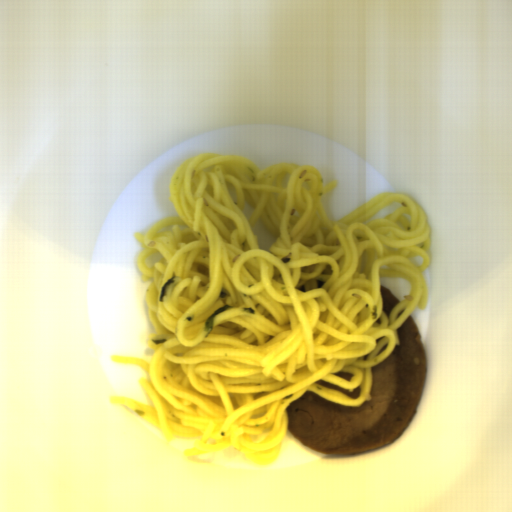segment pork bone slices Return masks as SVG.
I'll use <instances>...</instances> for the list:
<instances>
[{"mask_svg": "<svg viewBox=\"0 0 512 512\" xmlns=\"http://www.w3.org/2000/svg\"><path fill=\"white\" fill-rule=\"evenodd\" d=\"M396 332L399 345L371 367V401L345 407L308 390L285 409L288 433L312 450L333 456L375 450L397 441L420 407L427 357L410 315Z\"/></svg>", "mask_w": 512, "mask_h": 512, "instance_id": "1", "label": "pork bone slices"}, {"mask_svg": "<svg viewBox=\"0 0 512 512\" xmlns=\"http://www.w3.org/2000/svg\"><path fill=\"white\" fill-rule=\"evenodd\" d=\"M381 296L384 302L383 311L386 314V316L389 318L390 312L392 308L400 302L390 291L387 287L381 286Z\"/></svg>", "mask_w": 512, "mask_h": 512, "instance_id": "2", "label": "pork bone slices"}, {"mask_svg": "<svg viewBox=\"0 0 512 512\" xmlns=\"http://www.w3.org/2000/svg\"><path fill=\"white\" fill-rule=\"evenodd\" d=\"M316 383H317V385L323 386L325 388L336 390V391H339L341 393H344V394H346V395H348V396H350V397H352L354 399L359 397V394H360V387H358V386L355 387L353 391H348V390H346L344 388L335 386V385L330 384V383H328L326 381H323L321 379L319 381H317Z\"/></svg>", "mask_w": 512, "mask_h": 512, "instance_id": "3", "label": "pork bone slices"}, {"mask_svg": "<svg viewBox=\"0 0 512 512\" xmlns=\"http://www.w3.org/2000/svg\"><path fill=\"white\" fill-rule=\"evenodd\" d=\"M337 377H342V378H345L346 380H348L350 382V376L352 374H349V373H345V372H339V373H334ZM351 383V382H350Z\"/></svg>", "mask_w": 512, "mask_h": 512, "instance_id": "4", "label": "pork bone slices"}]
</instances>
